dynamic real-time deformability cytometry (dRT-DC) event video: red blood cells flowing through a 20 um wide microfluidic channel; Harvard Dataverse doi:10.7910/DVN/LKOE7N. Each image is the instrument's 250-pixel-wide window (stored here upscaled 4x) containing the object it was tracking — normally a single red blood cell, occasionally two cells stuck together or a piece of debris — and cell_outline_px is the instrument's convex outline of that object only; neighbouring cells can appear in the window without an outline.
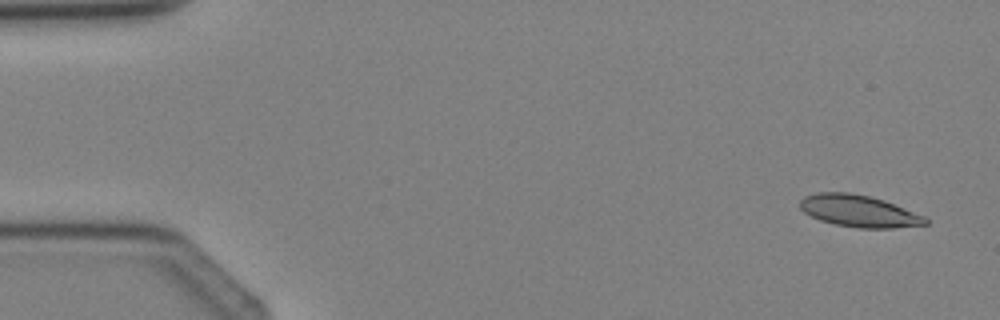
{"species": "Egyptian fruit bat (a non-hibernating species)", "species_latin": "Rousettus aegyptiacus", "temperature_condition": "cold", "stored_images_in_passage": 3, "camera_frame_rate_fps": 3000, "um_per_image_px": 0.085, "animal": {"sex": "female"}, "frame": {"image": 1, "passage_image": 1, "time_ms": 0.0, "image_size_px": [1000, 320], "cell_outline_px": [[928, 224], [892, 228], [860, 228], [836, 224], [820, 220], [804, 212], [800, 208], [800, 200], [804, 196], [816, 192], [848, 192], [868, 196], [884, 200], [924, 216], [928, 220]], "centroid_in_image_um": [72.99, 17.93], "position_along_channel_um": 12.0, "area_um2": 23.12}}